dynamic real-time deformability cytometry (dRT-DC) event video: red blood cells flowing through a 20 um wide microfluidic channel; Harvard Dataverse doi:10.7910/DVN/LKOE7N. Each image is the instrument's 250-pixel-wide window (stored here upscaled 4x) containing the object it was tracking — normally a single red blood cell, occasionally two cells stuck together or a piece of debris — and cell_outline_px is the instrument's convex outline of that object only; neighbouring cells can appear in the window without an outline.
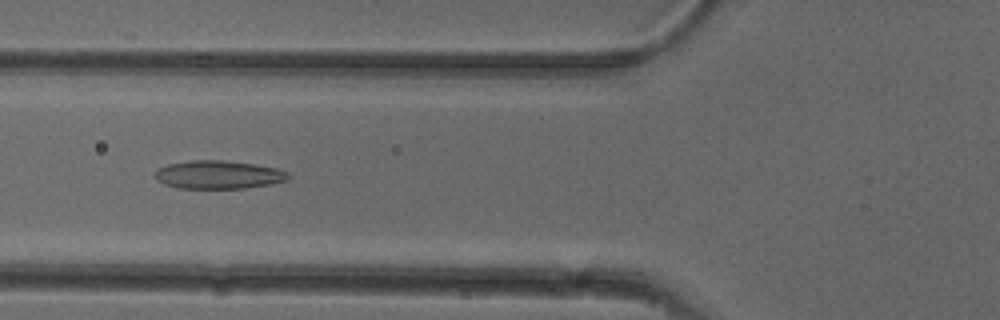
{"species": "common noctule bat (a hibernating species)", "species_latin": "Nyctalus noctula", "temperature_condition": "cold", "stored_images_in_passage": 53, "camera_frame_rate_fps": 3000, "um_per_image_px": 0.085, "animal": {"sex": "female"}, "frame": {"image": 1, "passage_image": 20, "time_ms": 6.333, "image_size_px": [1000, 320], "cell_outline_px": [[288, 180], [272, 184], [244, 188], [176, 188], [164, 184], [156, 180], [152, 176], [160, 168], [168, 164], [192, 160], [224, 160], [252, 164], [276, 168], [288, 172]], "centroid_in_image_um": [18.54, 14.85], "position_along_channel_um": 107.3, "area_um2": 21.91}}
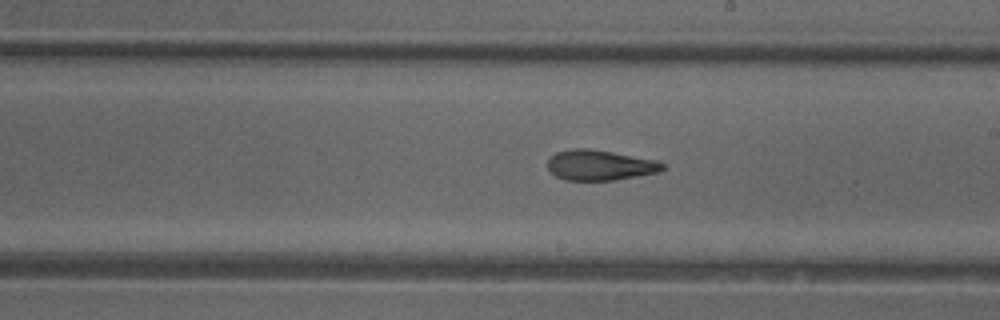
{"frame": {"image": 2, "passage_image": 30, "time_ms": 9.667, "image_size_px": [1000, 320], "cell_outline_px": [[664, 168], [660, 172], [612, 180], [564, 180], [556, 176], [548, 168], [548, 160], [556, 152], [576, 148], [588, 148], [612, 152], [656, 160], [664, 164]], "centroid_in_image_um": [50.99, 14.04], "position_along_channel_um": 238.0, "area_um2": 20.11}}
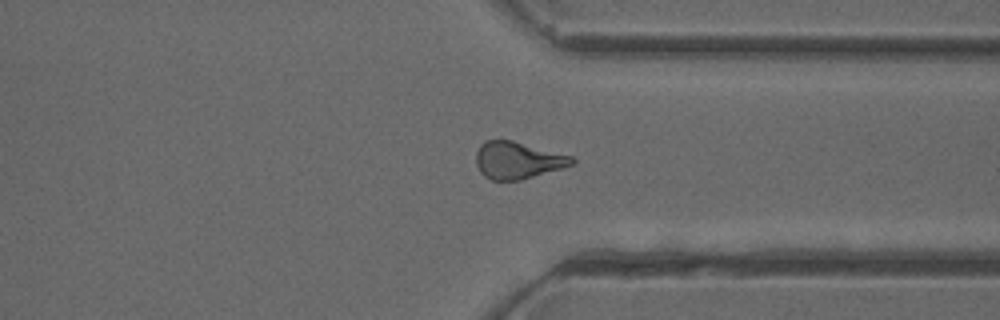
{"frame": {"image": 3, "passage_image": 40, "time_ms": 13.0, "image_size_px": [1000, 320], "cell_outline_px": [[576, 160], [572, 164], [560, 168], [520, 180], [492, 180], [484, 176], [480, 172], [476, 164], [476, 152], [480, 144], [484, 140], [512, 140], [572, 156]], "centroid_in_image_um": [43.96, 13.61], "position_along_channel_um": 367.4, "area_um2": 20.52}, "authors_computed_cell_mechanics": {"area_um2": 21.097, "velocity_mm_per_s": 3.9095, "shape_relaxation_time_tau1_ms": 5.8194, "shape_relaxation_time_tau2_ms": 2.4042, "deformation_change_tau1": 0.166, "deformation_change_tau2": 0.1108}}